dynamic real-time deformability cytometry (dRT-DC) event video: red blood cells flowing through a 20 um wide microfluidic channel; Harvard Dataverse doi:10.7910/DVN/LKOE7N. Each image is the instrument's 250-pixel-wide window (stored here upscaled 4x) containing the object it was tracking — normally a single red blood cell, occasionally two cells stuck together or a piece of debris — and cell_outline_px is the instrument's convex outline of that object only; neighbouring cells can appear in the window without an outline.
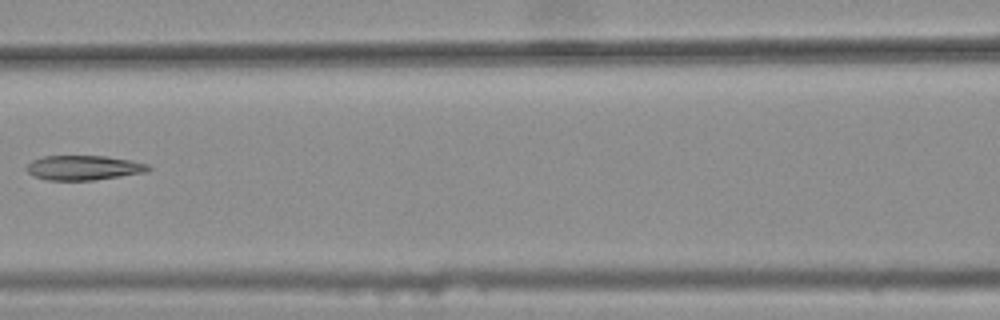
{"species": "common noctule bat (a hibernating species)", "species_latin": "Nyctalus noctula", "temperature_condition": "warm", "stored_images_in_passage": 7, "camera_frame_rate_fps": 3000, "um_per_image_px": 0.085, "animal": {"sex": "female", "body_mass_g": 25.1}, "frame": {"image": 1, "passage_image": 6, "time_ms": 1.667, "image_size_px": [1000, 320], "cell_outline_px": [[152, 168], [148, 172], [92, 180], [44, 180], [32, 176], [24, 168], [32, 160], [44, 156], [104, 156], [132, 160], [148, 164]], "centroid_in_image_um": [7.1, 14.26], "position_along_channel_um": 159.5, "area_um2": 17.63}}
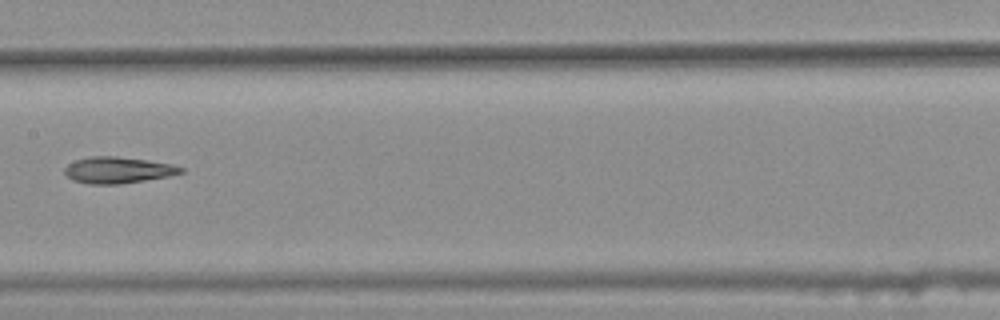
{"frame": {"image": 2, "passage_image": 7, "time_ms": 2.0, "image_size_px": [1000, 320], "cell_outline_px": [[184, 172], [168, 176], [120, 184], [88, 184], [72, 180], [64, 172], [64, 168], [68, 164], [76, 160], [92, 156], [116, 156], [148, 160], [172, 164], [184, 168]], "centroid_in_image_um": [10.02, 14.45], "position_along_channel_um": 197.4, "area_um2": 17.8}}